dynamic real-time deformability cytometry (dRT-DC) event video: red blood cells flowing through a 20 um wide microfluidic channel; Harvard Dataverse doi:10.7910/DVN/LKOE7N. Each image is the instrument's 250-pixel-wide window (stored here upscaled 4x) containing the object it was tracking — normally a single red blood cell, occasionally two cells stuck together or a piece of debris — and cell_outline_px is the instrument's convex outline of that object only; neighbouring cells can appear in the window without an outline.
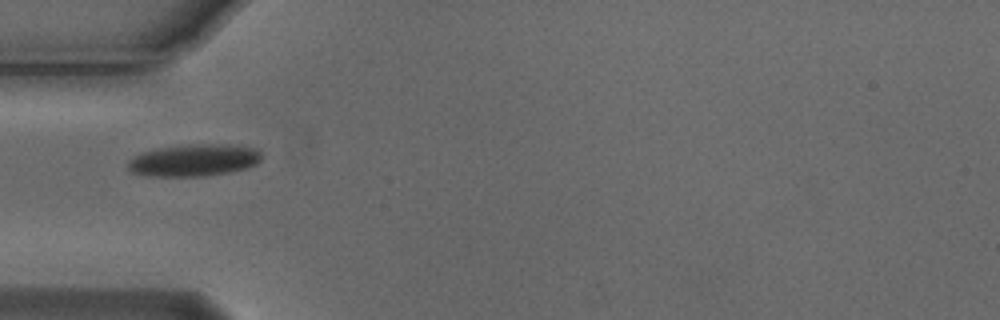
{"species": "Egyptian fruit bat (a non-hibernating species)", "species_latin": "Rousettus aegyptiacus", "temperature_condition": "cold", "stored_images_in_passage": 39, "camera_frame_rate_fps": 3000, "um_per_image_px": 0.085, "animal": {"sex": "male"}, "frame": {"image": 1, "passage_image": 1, "time_ms": 0.0, "image_size_px": [1000, 320], "cell_outline_px": [[264, 156], [256, 164], [248, 168], [232, 172], [204, 176], [144, 176], [132, 172], [128, 168], [128, 160], [132, 156], [144, 152], [160, 148], [188, 144], [236, 144], [256, 148]], "centroid_in_image_um": [16.53, 13.61], "position_along_channel_um": 68.5, "area_um2": 25.37}}
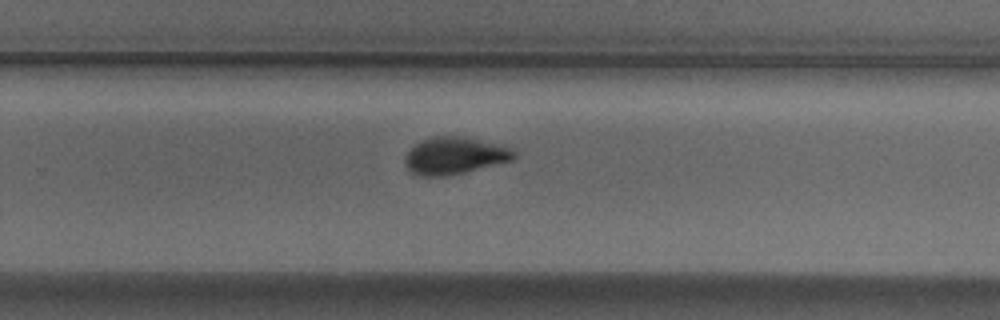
{"frame": {"image": 2, "passage_image": 19, "time_ms": 6.0, "image_size_px": [1000, 320], "cell_outline_px": [[516, 156], [512, 160], [448, 176], [424, 176], [412, 172], [404, 164], [404, 156], [420, 140], [432, 136], [460, 136], [512, 148], [516, 152]], "centroid_in_image_um": [38.61, 13.23], "position_along_channel_um": 291.2, "area_um2": 23.29}}
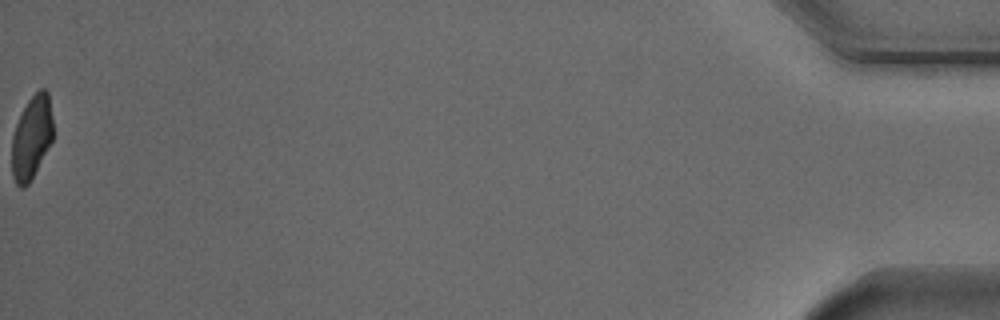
{"frame": {"image": 3, "passage_image": 39, "time_ms": 12.667, "image_size_px": [1000, 320], "cell_outline_px": [[52, 140], [28, 184], [24, 188], [20, 188], [16, 184], [12, 176], [12, 136], [16, 124], [28, 100], [40, 88], [44, 88], [48, 92], [52, 116]], "centroid_in_image_um": [2.67, 11.68], "position_along_channel_um": 432.5, "area_um2": 19.71}, "authors_computed_cell_mechanics": {"area_um2": 23.12, "velocity_mm_per_s": 3.7165, "shape_relaxation_time_tau1_ms": 4.4781, "shape_relaxation_time_tau2_ms": null, "deformation_change_tau1": 0.135, "deformation_change_tau2": null}}